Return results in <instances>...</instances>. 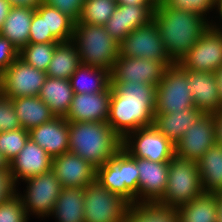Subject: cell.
I'll return each instance as SVG.
<instances>
[{
	"mask_svg": "<svg viewBox=\"0 0 222 222\" xmlns=\"http://www.w3.org/2000/svg\"><path fill=\"white\" fill-rule=\"evenodd\" d=\"M156 86L137 83H111L107 124L123 139L128 133L153 125Z\"/></svg>",
	"mask_w": 222,
	"mask_h": 222,
	"instance_id": "1",
	"label": "cell"
},
{
	"mask_svg": "<svg viewBox=\"0 0 222 222\" xmlns=\"http://www.w3.org/2000/svg\"><path fill=\"white\" fill-rule=\"evenodd\" d=\"M203 16L156 4L153 21L161 36L166 54L173 63H179L209 28Z\"/></svg>",
	"mask_w": 222,
	"mask_h": 222,
	"instance_id": "2",
	"label": "cell"
},
{
	"mask_svg": "<svg viewBox=\"0 0 222 222\" xmlns=\"http://www.w3.org/2000/svg\"><path fill=\"white\" fill-rule=\"evenodd\" d=\"M69 122V152L102 166L122 148V139L106 122Z\"/></svg>",
	"mask_w": 222,
	"mask_h": 222,
	"instance_id": "3",
	"label": "cell"
},
{
	"mask_svg": "<svg viewBox=\"0 0 222 222\" xmlns=\"http://www.w3.org/2000/svg\"><path fill=\"white\" fill-rule=\"evenodd\" d=\"M71 41L75 43L82 65L102 68L111 73L119 56V43L104 26L75 23Z\"/></svg>",
	"mask_w": 222,
	"mask_h": 222,
	"instance_id": "4",
	"label": "cell"
},
{
	"mask_svg": "<svg viewBox=\"0 0 222 222\" xmlns=\"http://www.w3.org/2000/svg\"><path fill=\"white\" fill-rule=\"evenodd\" d=\"M138 178L137 158L131 157L122 148L96 168V181L110 192L119 194L131 205L137 203Z\"/></svg>",
	"mask_w": 222,
	"mask_h": 222,
	"instance_id": "5",
	"label": "cell"
},
{
	"mask_svg": "<svg viewBox=\"0 0 222 222\" xmlns=\"http://www.w3.org/2000/svg\"><path fill=\"white\" fill-rule=\"evenodd\" d=\"M203 193L197 161L174 155L169 162L166 190L157 203L177 209Z\"/></svg>",
	"mask_w": 222,
	"mask_h": 222,
	"instance_id": "6",
	"label": "cell"
},
{
	"mask_svg": "<svg viewBox=\"0 0 222 222\" xmlns=\"http://www.w3.org/2000/svg\"><path fill=\"white\" fill-rule=\"evenodd\" d=\"M195 107L188 83V71L178 63L167 67L156 86L155 113H171Z\"/></svg>",
	"mask_w": 222,
	"mask_h": 222,
	"instance_id": "7",
	"label": "cell"
},
{
	"mask_svg": "<svg viewBox=\"0 0 222 222\" xmlns=\"http://www.w3.org/2000/svg\"><path fill=\"white\" fill-rule=\"evenodd\" d=\"M130 205L96 180L84 188L85 222H124Z\"/></svg>",
	"mask_w": 222,
	"mask_h": 222,
	"instance_id": "8",
	"label": "cell"
},
{
	"mask_svg": "<svg viewBox=\"0 0 222 222\" xmlns=\"http://www.w3.org/2000/svg\"><path fill=\"white\" fill-rule=\"evenodd\" d=\"M131 135L134 142L130 140ZM122 149L131 157L147 159L152 162L167 163L175 155V145L160 133L154 125L141 127L128 133L122 139Z\"/></svg>",
	"mask_w": 222,
	"mask_h": 222,
	"instance_id": "9",
	"label": "cell"
},
{
	"mask_svg": "<svg viewBox=\"0 0 222 222\" xmlns=\"http://www.w3.org/2000/svg\"><path fill=\"white\" fill-rule=\"evenodd\" d=\"M119 55L160 61L166 68L174 64L166 54L159 30L154 21L131 31L119 43Z\"/></svg>",
	"mask_w": 222,
	"mask_h": 222,
	"instance_id": "10",
	"label": "cell"
},
{
	"mask_svg": "<svg viewBox=\"0 0 222 222\" xmlns=\"http://www.w3.org/2000/svg\"><path fill=\"white\" fill-rule=\"evenodd\" d=\"M46 78V72L37 70L18 57L0 75V93L10 99L38 96Z\"/></svg>",
	"mask_w": 222,
	"mask_h": 222,
	"instance_id": "11",
	"label": "cell"
},
{
	"mask_svg": "<svg viewBox=\"0 0 222 222\" xmlns=\"http://www.w3.org/2000/svg\"><path fill=\"white\" fill-rule=\"evenodd\" d=\"M178 64L185 70L215 72L222 65V30L210 23Z\"/></svg>",
	"mask_w": 222,
	"mask_h": 222,
	"instance_id": "12",
	"label": "cell"
},
{
	"mask_svg": "<svg viewBox=\"0 0 222 222\" xmlns=\"http://www.w3.org/2000/svg\"><path fill=\"white\" fill-rule=\"evenodd\" d=\"M27 192L20 196L25 212L44 217L52 214L62 185L52 170L26 179ZM29 211V212H28Z\"/></svg>",
	"mask_w": 222,
	"mask_h": 222,
	"instance_id": "13",
	"label": "cell"
},
{
	"mask_svg": "<svg viewBox=\"0 0 222 222\" xmlns=\"http://www.w3.org/2000/svg\"><path fill=\"white\" fill-rule=\"evenodd\" d=\"M215 144L214 115L204 113L175 144V155L183 159L198 161Z\"/></svg>",
	"mask_w": 222,
	"mask_h": 222,
	"instance_id": "14",
	"label": "cell"
},
{
	"mask_svg": "<svg viewBox=\"0 0 222 222\" xmlns=\"http://www.w3.org/2000/svg\"><path fill=\"white\" fill-rule=\"evenodd\" d=\"M166 67L160 61L118 56L110 73L111 83L158 85Z\"/></svg>",
	"mask_w": 222,
	"mask_h": 222,
	"instance_id": "15",
	"label": "cell"
},
{
	"mask_svg": "<svg viewBox=\"0 0 222 222\" xmlns=\"http://www.w3.org/2000/svg\"><path fill=\"white\" fill-rule=\"evenodd\" d=\"M156 4L117 5L104 25L107 33L120 43L131 31L153 21Z\"/></svg>",
	"mask_w": 222,
	"mask_h": 222,
	"instance_id": "16",
	"label": "cell"
},
{
	"mask_svg": "<svg viewBox=\"0 0 222 222\" xmlns=\"http://www.w3.org/2000/svg\"><path fill=\"white\" fill-rule=\"evenodd\" d=\"M51 170L62 187L85 188L96 180V167L72 152L53 157Z\"/></svg>",
	"mask_w": 222,
	"mask_h": 222,
	"instance_id": "17",
	"label": "cell"
},
{
	"mask_svg": "<svg viewBox=\"0 0 222 222\" xmlns=\"http://www.w3.org/2000/svg\"><path fill=\"white\" fill-rule=\"evenodd\" d=\"M111 85L99 93L73 95L70 109L65 116L67 121L107 122L110 109Z\"/></svg>",
	"mask_w": 222,
	"mask_h": 222,
	"instance_id": "18",
	"label": "cell"
},
{
	"mask_svg": "<svg viewBox=\"0 0 222 222\" xmlns=\"http://www.w3.org/2000/svg\"><path fill=\"white\" fill-rule=\"evenodd\" d=\"M137 168L139 171L137 203H140L139 200L142 198L141 203H157L166 190L169 162H152L137 158Z\"/></svg>",
	"mask_w": 222,
	"mask_h": 222,
	"instance_id": "19",
	"label": "cell"
},
{
	"mask_svg": "<svg viewBox=\"0 0 222 222\" xmlns=\"http://www.w3.org/2000/svg\"><path fill=\"white\" fill-rule=\"evenodd\" d=\"M53 158L30 138L18 155L9 162L15 182L20 178L26 180L52 168Z\"/></svg>",
	"mask_w": 222,
	"mask_h": 222,
	"instance_id": "20",
	"label": "cell"
},
{
	"mask_svg": "<svg viewBox=\"0 0 222 222\" xmlns=\"http://www.w3.org/2000/svg\"><path fill=\"white\" fill-rule=\"evenodd\" d=\"M29 138L52 158L69 152V122L65 117H55L29 131Z\"/></svg>",
	"mask_w": 222,
	"mask_h": 222,
	"instance_id": "21",
	"label": "cell"
},
{
	"mask_svg": "<svg viewBox=\"0 0 222 222\" xmlns=\"http://www.w3.org/2000/svg\"><path fill=\"white\" fill-rule=\"evenodd\" d=\"M187 71L194 106L204 113L220 111L221 101L214 72Z\"/></svg>",
	"mask_w": 222,
	"mask_h": 222,
	"instance_id": "22",
	"label": "cell"
},
{
	"mask_svg": "<svg viewBox=\"0 0 222 222\" xmlns=\"http://www.w3.org/2000/svg\"><path fill=\"white\" fill-rule=\"evenodd\" d=\"M203 114L204 112L197 107L183 109L182 112L155 113L153 125L175 145L186 130Z\"/></svg>",
	"mask_w": 222,
	"mask_h": 222,
	"instance_id": "23",
	"label": "cell"
},
{
	"mask_svg": "<svg viewBox=\"0 0 222 222\" xmlns=\"http://www.w3.org/2000/svg\"><path fill=\"white\" fill-rule=\"evenodd\" d=\"M73 95L74 92L68 79L48 76L38 94L55 117H65L67 115Z\"/></svg>",
	"mask_w": 222,
	"mask_h": 222,
	"instance_id": "24",
	"label": "cell"
},
{
	"mask_svg": "<svg viewBox=\"0 0 222 222\" xmlns=\"http://www.w3.org/2000/svg\"><path fill=\"white\" fill-rule=\"evenodd\" d=\"M35 11L32 8L12 7L0 29V35L8 39L18 51L28 44Z\"/></svg>",
	"mask_w": 222,
	"mask_h": 222,
	"instance_id": "25",
	"label": "cell"
},
{
	"mask_svg": "<svg viewBox=\"0 0 222 222\" xmlns=\"http://www.w3.org/2000/svg\"><path fill=\"white\" fill-rule=\"evenodd\" d=\"M11 100L23 129L30 131L55 118L48 105L39 96L19 97Z\"/></svg>",
	"mask_w": 222,
	"mask_h": 222,
	"instance_id": "26",
	"label": "cell"
},
{
	"mask_svg": "<svg viewBox=\"0 0 222 222\" xmlns=\"http://www.w3.org/2000/svg\"><path fill=\"white\" fill-rule=\"evenodd\" d=\"M204 193L222 191V146L215 144L197 161Z\"/></svg>",
	"mask_w": 222,
	"mask_h": 222,
	"instance_id": "27",
	"label": "cell"
},
{
	"mask_svg": "<svg viewBox=\"0 0 222 222\" xmlns=\"http://www.w3.org/2000/svg\"><path fill=\"white\" fill-rule=\"evenodd\" d=\"M69 81L75 94L104 92L111 85L108 70L82 64L71 75Z\"/></svg>",
	"mask_w": 222,
	"mask_h": 222,
	"instance_id": "28",
	"label": "cell"
},
{
	"mask_svg": "<svg viewBox=\"0 0 222 222\" xmlns=\"http://www.w3.org/2000/svg\"><path fill=\"white\" fill-rule=\"evenodd\" d=\"M53 214L59 222H85L84 188L63 187Z\"/></svg>",
	"mask_w": 222,
	"mask_h": 222,
	"instance_id": "29",
	"label": "cell"
},
{
	"mask_svg": "<svg viewBox=\"0 0 222 222\" xmlns=\"http://www.w3.org/2000/svg\"><path fill=\"white\" fill-rule=\"evenodd\" d=\"M80 65L81 60L75 43L73 44L71 40L59 42L54 49L46 74L48 77L69 80Z\"/></svg>",
	"mask_w": 222,
	"mask_h": 222,
	"instance_id": "30",
	"label": "cell"
},
{
	"mask_svg": "<svg viewBox=\"0 0 222 222\" xmlns=\"http://www.w3.org/2000/svg\"><path fill=\"white\" fill-rule=\"evenodd\" d=\"M178 217L185 222H217V198L213 193H203L177 208Z\"/></svg>",
	"mask_w": 222,
	"mask_h": 222,
	"instance_id": "31",
	"label": "cell"
},
{
	"mask_svg": "<svg viewBox=\"0 0 222 222\" xmlns=\"http://www.w3.org/2000/svg\"><path fill=\"white\" fill-rule=\"evenodd\" d=\"M177 209L159 203H136L129 206L124 222H176Z\"/></svg>",
	"mask_w": 222,
	"mask_h": 222,
	"instance_id": "32",
	"label": "cell"
},
{
	"mask_svg": "<svg viewBox=\"0 0 222 222\" xmlns=\"http://www.w3.org/2000/svg\"><path fill=\"white\" fill-rule=\"evenodd\" d=\"M117 7L116 0H85L76 23L104 26Z\"/></svg>",
	"mask_w": 222,
	"mask_h": 222,
	"instance_id": "33",
	"label": "cell"
},
{
	"mask_svg": "<svg viewBox=\"0 0 222 222\" xmlns=\"http://www.w3.org/2000/svg\"><path fill=\"white\" fill-rule=\"evenodd\" d=\"M58 43H28L19 51V58L37 70L46 72Z\"/></svg>",
	"mask_w": 222,
	"mask_h": 222,
	"instance_id": "34",
	"label": "cell"
},
{
	"mask_svg": "<svg viewBox=\"0 0 222 222\" xmlns=\"http://www.w3.org/2000/svg\"><path fill=\"white\" fill-rule=\"evenodd\" d=\"M47 31L59 42H67L72 39L75 22L63 14L60 10L46 3Z\"/></svg>",
	"mask_w": 222,
	"mask_h": 222,
	"instance_id": "35",
	"label": "cell"
},
{
	"mask_svg": "<svg viewBox=\"0 0 222 222\" xmlns=\"http://www.w3.org/2000/svg\"><path fill=\"white\" fill-rule=\"evenodd\" d=\"M28 139L29 131L23 128L0 132V152L10 162L24 148Z\"/></svg>",
	"mask_w": 222,
	"mask_h": 222,
	"instance_id": "36",
	"label": "cell"
},
{
	"mask_svg": "<svg viewBox=\"0 0 222 222\" xmlns=\"http://www.w3.org/2000/svg\"><path fill=\"white\" fill-rule=\"evenodd\" d=\"M33 14L28 43L59 42L46 25V3L43 1Z\"/></svg>",
	"mask_w": 222,
	"mask_h": 222,
	"instance_id": "37",
	"label": "cell"
},
{
	"mask_svg": "<svg viewBox=\"0 0 222 222\" xmlns=\"http://www.w3.org/2000/svg\"><path fill=\"white\" fill-rule=\"evenodd\" d=\"M27 213L18 194L0 203V222H27Z\"/></svg>",
	"mask_w": 222,
	"mask_h": 222,
	"instance_id": "38",
	"label": "cell"
},
{
	"mask_svg": "<svg viewBox=\"0 0 222 222\" xmlns=\"http://www.w3.org/2000/svg\"><path fill=\"white\" fill-rule=\"evenodd\" d=\"M162 2L170 8L193 12L203 17L207 11L217 6V0H162Z\"/></svg>",
	"mask_w": 222,
	"mask_h": 222,
	"instance_id": "39",
	"label": "cell"
},
{
	"mask_svg": "<svg viewBox=\"0 0 222 222\" xmlns=\"http://www.w3.org/2000/svg\"><path fill=\"white\" fill-rule=\"evenodd\" d=\"M22 128L15 114L12 100L0 93V132L13 131Z\"/></svg>",
	"mask_w": 222,
	"mask_h": 222,
	"instance_id": "40",
	"label": "cell"
},
{
	"mask_svg": "<svg viewBox=\"0 0 222 222\" xmlns=\"http://www.w3.org/2000/svg\"><path fill=\"white\" fill-rule=\"evenodd\" d=\"M84 1L85 0H44L45 3L66 14L75 23L79 21Z\"/></svg>",
	"mask_w": 222,
	"mask_h": 222,
	"instance_id": "41",
	"label": "cell"
},
{
	"mask_svg": "<svg viewBox=\"0 0 222 222\" xmlns=\"http://www.w3.org/2000/svg\"><path fill=\"white\" fill-rule=\"evenodd\" d=\"M19 57V51L0 35V75Z\"/></svg>",
	"mask_w": 222,
	"mask_h": 222,
	"instance_id": "42",
	"label": "cell"
},
{
	"mask_svg": "<svg viewBox=\"0 0 222 222\" xmlns=\"http://www.w3.org/2000/svg\"><path fill=\"white\" fill-rule=\"evenodd\" d=\"M15 183L10 166L0 169V203L16 195L17 192H15L16 189L14 188L16 186Z\"/></svg>",
	"mask_w": 222,
	"mask_h": 222,
	"instance_id": "43",
	"label": "cell"
},
{
	"mask_svg": "<svg viewBox=\"0 0 222 222\" xmlns=\"http://www.w3.org/2000/svg\"><path fill=\"white\" fill-rule=\"evenodd\" d=\"M214 115V124H215V139L216 144L222 146V109Z\"/></svg>",
	"mask_w": 222,
	"mask_h": 222,
	"instance_id": "44",
	"label": "cell"
},
{
	"mask_svg": "<svg viewBox=\"0 0 222 222\" xmlns=\"http://www.w3.org/2000/svg\"><path fill=\"white\" fill-rule=\"evenodd\" d=\"M12 7H26L36 9L42 0H9Z\"/></svg>",
	"mask_w": 222,
	"mask_h": 222,
	"instance_id": "45",
	"label": "cell"
},
{
	"mask_svg": "<svg viewBox=\"0 0 222 222\" xmlns=\"http://www.w3.org/2000/svg\"><path fill=\"white\" fill-rule=\"evenodd\" d=\"M12 6L9 0H0V29L10 13Z\"/></svg>",
	"mask_w": 222,
	"mask_h": 222,
	"instance_id": "46",
	"label": "cell"
},
{
	"mask_svg": "<svg viewBox=\"0 0 222 222\" xmlns=\"http://www.w3.org/2000/svg\"><path fill=\"white\" fill-rule=\"evenodd\" d=\"M117 5L157 4L154 0H116Z\"/></svg>",
	"mask_w": 222,
	"mask_h": 222,
	"instance_id": "47",
	"label": "cell"
},
{
	"mask_svg": "<svg viewBox=\"0 0 222 222\" xmlns=\"http://www.w3.org/2000/svg\"><path fill=\"white\" fill-rule=\"evenodd\" d=\"M216 76L220 101H221V109H222V65L214 72Z\"/></svg>",
	"mask_w": 222,
	"mask_h": 222,
	"instance_id": "48",
	"label": "cell"
},
{
	"mask_svg": "<svg viewBox=\"0 0 222 222\" xmlns=\"http://www.w3.org/2000/svg\"><path fill=\"white\" fill-rule=\"evenodd\" d=\"M217 198V222H222V191L214 193Z\"/></svg>",
	"mask_w": 222,
	"mask_h": 222,
	"instance_id": "49",
	"label": "cell"
},
{
	"mask_svg": "<svg viewBox=\"0 0 222 222\" xmlns=\"http://www.w3.org/2000/svg\"><path fill=\"white\" fill-rule=\"evenodd\" d=\"M9 167V162L8 160L4 157V155L0 152V169L8 168Z\"/></svg>",
	"mask_w": 222,
	"mask_h": 222,
	"instance_id": "50",
	"label": "cell"
},
{
	"mask_svg": "<svg viewBox=\"0 0 222 222\" xmlns=\"http://www.w3.org/2000/svg\"><path fill=\"white\" fill-rule=\"evenodd\" d=\"M219 13H220V17L222 18V0H217V6Z\"/></svg>",
	"mask_w": 222,
	"mask_h": 222,
	"instance_id": "51",
	"label": "cell"
},
{
	"mask_svg": "<svg viewBox=\"0 0 222 222\" xmlns=\"http://www.w3.org/2000/svg\"><path fill=\"white\" fill-rule=\"evenodd\" d=\"M176 222H185L183 220H181L179 217L177 218Z\"/></svg>",
	"mask_w": 222,
	"mask_h": 222,
	"instance_id": "52",
	"label": "cell"
},
{
	"mask_svg": "<svg viewBox=\"0 0 222 222\" xmlns=\"http://www.w3.org/2000/svg\"><path fill=\"white\" fill-rule=\"evenodd\" d=\"M156 3L161 2L162 0H154Z\"/></svg>",
	"mask_w": 222,
	"mask_h": 222,
	"instance_id": "53",
	"label": "cell"
}]
</instances>
